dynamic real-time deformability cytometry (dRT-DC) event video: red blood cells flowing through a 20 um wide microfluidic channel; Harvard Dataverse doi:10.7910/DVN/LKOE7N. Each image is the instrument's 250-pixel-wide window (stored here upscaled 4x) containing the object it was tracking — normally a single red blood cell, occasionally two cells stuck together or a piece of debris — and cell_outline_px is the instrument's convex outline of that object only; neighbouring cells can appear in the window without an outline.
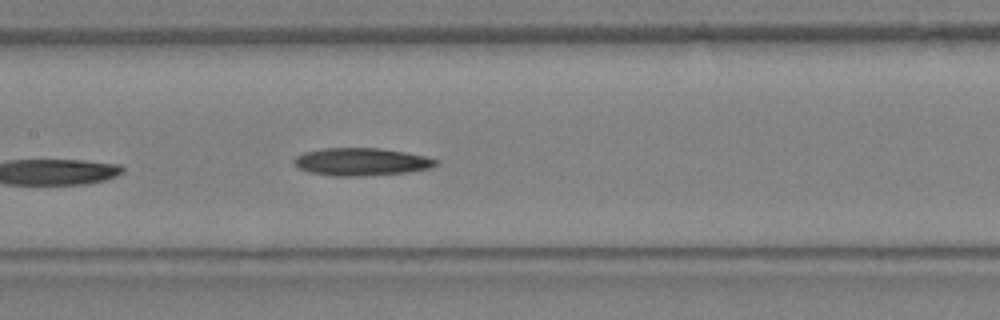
{"species": "Egyptian fruit bat (a non-hibernating species)", "species_latin": "Rousettus aegyptiacus", "temperature_condition": "warm", "stored_images_in_passage": 13, "camera_frame_rate_fps": 3000, "um_per_image_px": 0.085, "animal": {"sex": "female"}, "frame": {"image": 1, "passage_image": 13, "time_ms": 4.0, "image_size_px": [1000, 320], "cell_outline_px": [[440, 160], [436, 164], [428, 168], [408, 172], [356, 176], [336, 176], [312, 172], [300, 168], [292, 160], [296, 156], [304, 152], [320, 148], [380, 148], [404, 152], [424, 156]], "centroid_in_image_um": [30.7, 13.74], "position_along_channel_um": 176.7, "area_um2": 22.54}}